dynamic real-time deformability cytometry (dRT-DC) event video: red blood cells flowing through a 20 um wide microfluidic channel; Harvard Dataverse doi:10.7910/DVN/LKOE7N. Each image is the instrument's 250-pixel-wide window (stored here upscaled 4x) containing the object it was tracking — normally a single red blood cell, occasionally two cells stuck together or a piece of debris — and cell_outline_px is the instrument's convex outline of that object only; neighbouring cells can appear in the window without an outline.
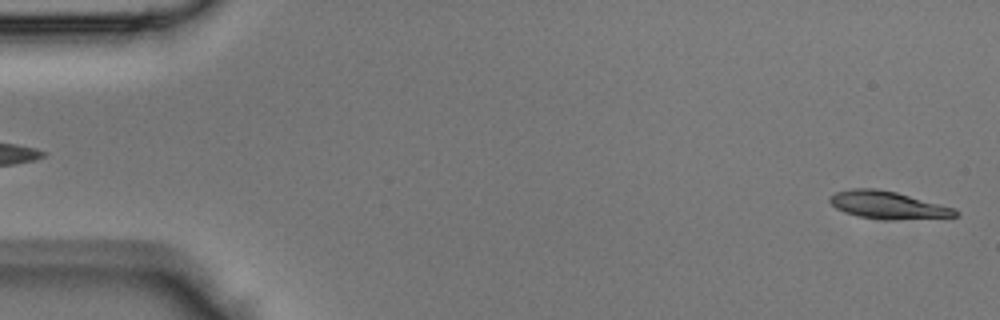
{"species": "Egyptian fruit bat (a non-hibernating species)", "species_latin": "Rousettus aegyptiacus", "temperature_condition": "room temperature", "stored_images_in_passage": 42, "camera_frame_rate_fps": 3000, "um_per_image_px": 0.085, "animal": {"sex": "male"}, "frame": {"image": 1, "passage_image": 1, "time_ms": 0.0, "image_size_px": [1000, 320], "cell_outline_px": [[960, 216], [896, 220], [884, 220], [860, 216], [844, 212], [836, 208], [828, 200], [836, 192], [852, 188], [876, 188], [896, 192], [956, 208], [960, 212]], "centroid_in_image_um": [75.52, 17.43], "position_along_channel_um": 9.5, "area_um2": 20.23}}
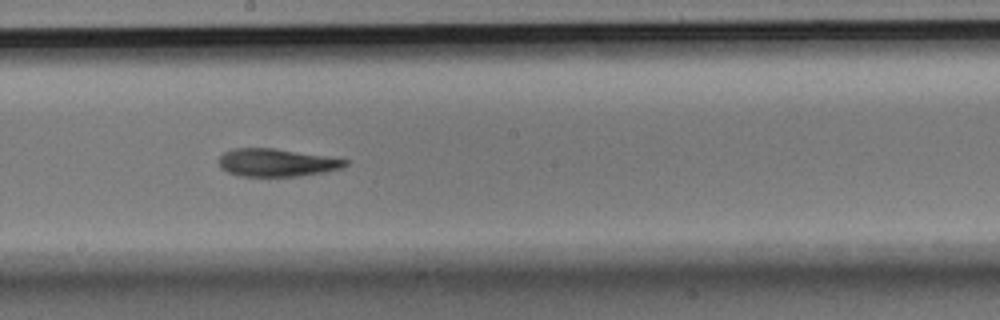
{"frame": {"image": 2, "passage_image": 23, "time_ms": 7.333, "image_size_px": [1000, 320], "cell_outline_px": [[348, 164], [344, 168], [324, 172], [300, 176], [240, 176], [228, 172], [220, 168], [220, 156], [224, 152], [232, 148], [272, 148], [324, 156], [348, 160]], "centroid_in_image_um": [23.51, 13.83], "position_along_channel_um": 224.7, "area_um2": 20.35}}
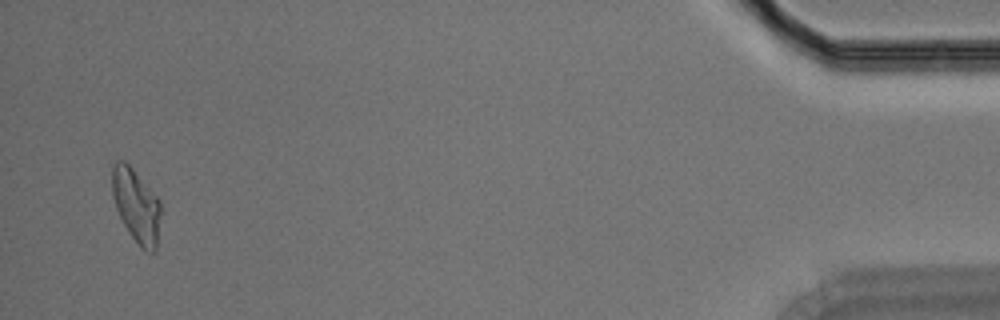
{"frame": {"image": 3, "passage_image": 41, "time_ms": 13.333, "image_size_px": [1000, 320], "cell_outline_px": [[160, 212], [156, 248], [152, 252], [148, 252], [140, 248], [124, 224], [116, 208], [112, 196], [112, 168], [116, 160], [124, 160], [132, 168], [160, 200]], "centroid_in_image_um": [11.57, 17.46], "position_along_channel_um": 423.6, "area_um2": 20.52}}